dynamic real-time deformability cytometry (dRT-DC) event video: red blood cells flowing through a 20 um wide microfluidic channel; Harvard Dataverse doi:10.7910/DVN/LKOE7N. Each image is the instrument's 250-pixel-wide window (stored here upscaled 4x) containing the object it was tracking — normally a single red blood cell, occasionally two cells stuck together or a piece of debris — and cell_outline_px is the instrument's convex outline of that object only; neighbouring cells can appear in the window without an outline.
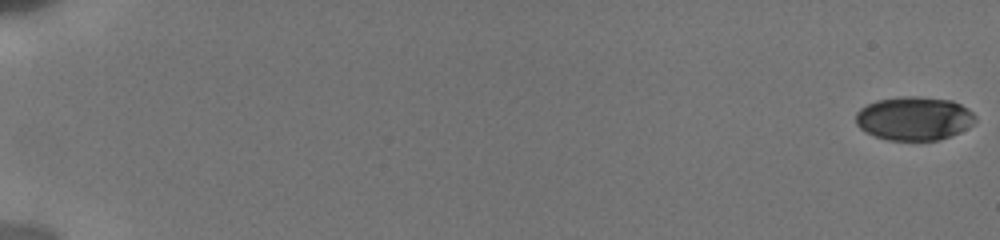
{"species": "human", "species_latin": "Homo sapiens", "temperature_condition": "cold", "stored_images_in_passage": 31, "camera_frame_rate_fps": 3000, "um_per_image_px": 0.085, "donor": {"sex": "male"}, "frame": {"image": 1, "passage_image": 1, "time_ms": 0.0, "image_size_px": [1000, 240], "cell_outline_px": [[976, 120], [972, 124], [960, 132], [940, 140], [888, 140], [864, 132], [856, 124], [856, 112], [860, 108], [876, 100], [900, 96], [920, 96], [952, 100], [968, 108], [976, 116]], "centroid_in_image_um": [77.69, 10.06], "position_along_channel_um": 7.3, "area_um2": 30.63}}
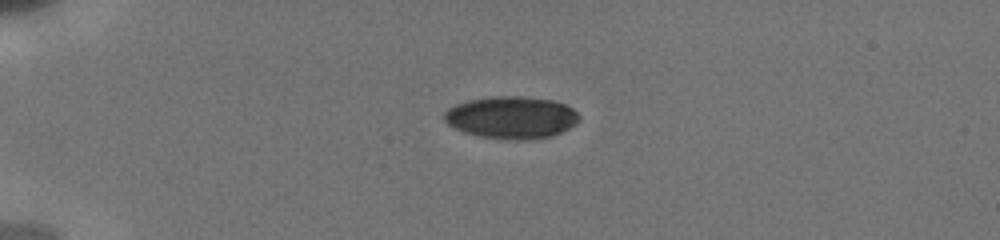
{"frame": {"image": 2, "passage_image": 17, "time_ms": 5.0, "image_size_px": [1000, 240], "cell_outline_px": [[580, 120], [576, 124], [552, 136], [528, 140], [508, 140], [480, 136], [464, 132], [448, 124], [444, 120], [444, 112], [448, 108], [456, 104], [468, 100], [488, 96], [524, 96], [552, 100], [564, 104], [572, 108], [580, 116]], "centroid_in_image_um": [43.47, 9.98], "position_along_channel_um": 41.5, "area_um2": 33.41}}
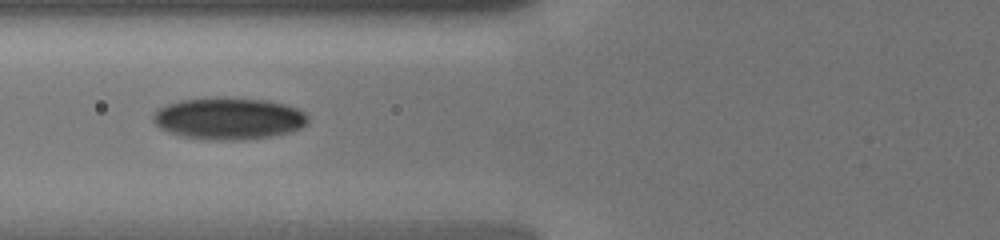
{"frame": {"image": 3, "passage_image": 30, "time_ms": 8.0, "image_size_px": [1000, 240], "cell_outline_px": [[308, 124], [292, 132], [272, 136], [248, 140], [208, 140], [184, 136], [168, 132], [160, 128], [152, 120], [152, 112], [168, 104], [180, 100], [216, 96], [224, 96], [268, 100], [284, 104], [296, 108], [304, 112], [308, 116]], "centroid_in_image_um": [19.45, 10.06], "position_along_channel_um": 106.4, "area_um2": 38.49}}